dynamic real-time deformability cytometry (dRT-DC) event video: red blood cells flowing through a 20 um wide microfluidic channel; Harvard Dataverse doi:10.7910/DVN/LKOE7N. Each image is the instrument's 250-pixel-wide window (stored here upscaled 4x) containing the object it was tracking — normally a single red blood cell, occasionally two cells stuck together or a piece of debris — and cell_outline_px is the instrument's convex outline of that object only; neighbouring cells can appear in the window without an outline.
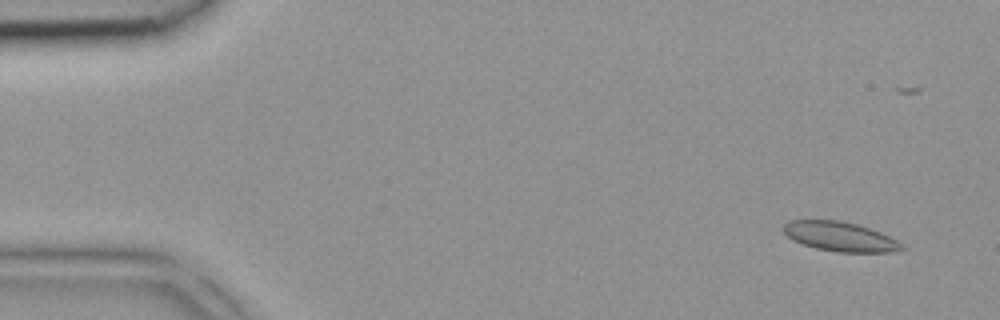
{"species": "common noctule bat (a hibernating species)", "species_latin": "Nyctalus noctula", "temperature_condition": "room temperature", "stored_images_in_passage": 42, "camera_frame_rate_fps": 3000, "um_per_image_px": 0.085, "animal": {"sex": "female", "body_mass_g": 18.4}, "frame": {"image": 1, "passage_image": 1, "time_ms": 0.0, "image_size_px": [1000, 320], "cell_outline_px": [[904, 248], [892, 252], [836, 252], [816, 248], [804, 244], [788, 236], [784, 232], [784, 224], [788, 220], [840, 220], [856, 224], [880, 232], [896, 240]], "centroid_in_image_um": [71.39, 20.1], "position_along_channel_um": 13.6, "area_um2": 19.94}}
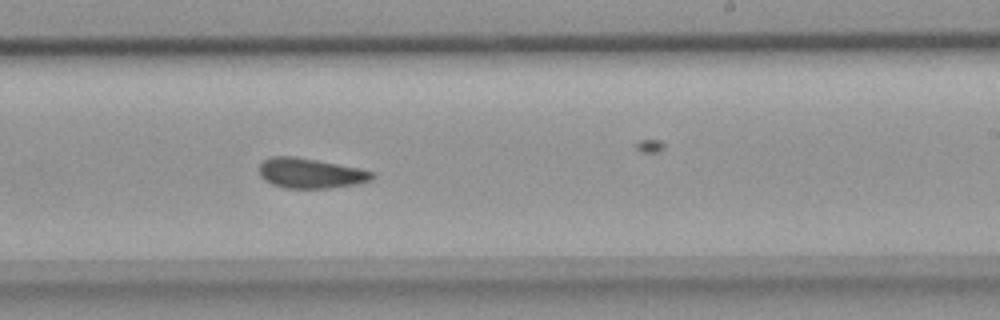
{"frame": {"image": 2, "passage_image": 24, "time_ms": 7.667, "image_size_px": [1000, 320], "cell_outline_px": [[376, 176], [372, 180], [356, 184], [332, 188], [284, 188], [272, 184], [264, 180], [260, 176], [260, 164], [264, 160], [272, 156], [292, 156], [316, 160], [376, 172]], "centroid_in_image_um": [26.4, 14.74], "position_along_channel_um": 262.6, "area_um2": 19.71}}
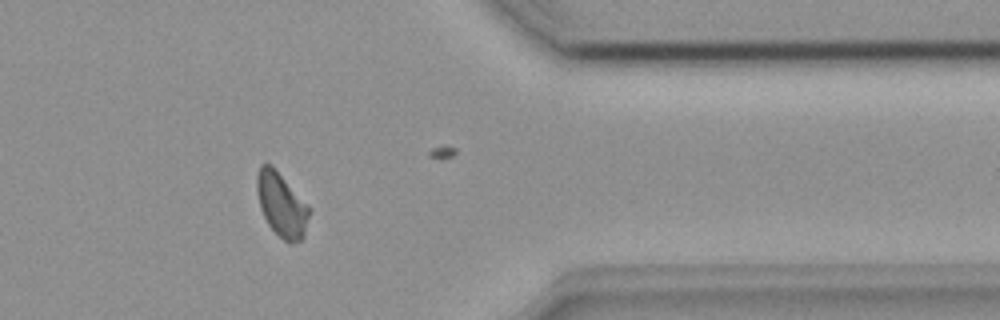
{"frame": {"image": 3, "passage_image": 33, "time_ms": 10.667, "image_size_px": [1000, 320], "cell_outline_px": [[312, 208], [304, 236], [300, 240], [292, 244], [288, 244], [268, 224], [260, 208], [256, 188], [256, 176], [260, 164], [272, 164]], "centroid_in_image_um": [23.95, 17.38], "position_along_channel_um": 387.4, "area_um2": 19.88}}